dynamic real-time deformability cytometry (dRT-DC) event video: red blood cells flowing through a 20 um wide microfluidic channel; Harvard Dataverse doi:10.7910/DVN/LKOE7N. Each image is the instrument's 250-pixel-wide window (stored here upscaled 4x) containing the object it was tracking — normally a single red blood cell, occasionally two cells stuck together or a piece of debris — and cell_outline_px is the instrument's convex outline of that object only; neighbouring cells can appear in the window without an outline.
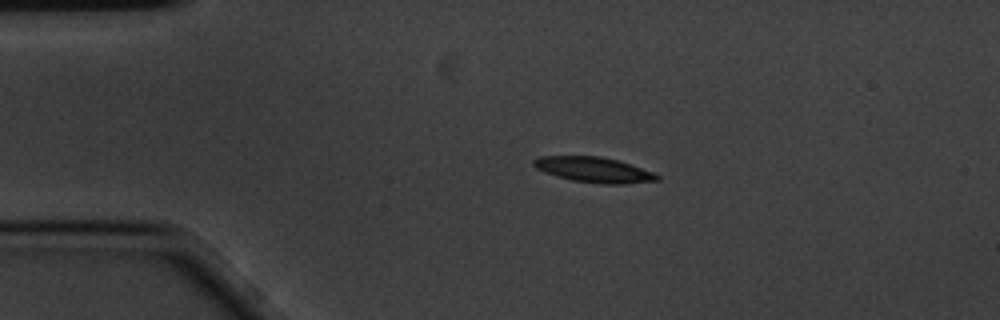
{"species": "common noctule bat (a hibernating species)", "species_latin": "Nyctalus noctula", "temperature_condition": "cold", "stored_images_in_passage": 4, "camera_frame_rate_fps": 3000, "um_per_image_px": 0.085, "animal": {"sex": "male", "body_mass_g": 20.1, "forearm_length_mm": 53.5}, "frame": {"image": 1, "passage_image": 2, "time_ms": 0.333, "image_size_px": [1000, 320], "cell_outline_px": [[660, 180], [624, 184], [604, 184], [572, 180], [556, 176], [536, 168], [532, 164], [532, 160], [540, 156], [600, 156], [616, 160], [656, 172], [660, 176]], "centroid_in_image_um": [50.51, 14.43], "position_along_channel_um": 34.5, "area_um2": 18.21}}
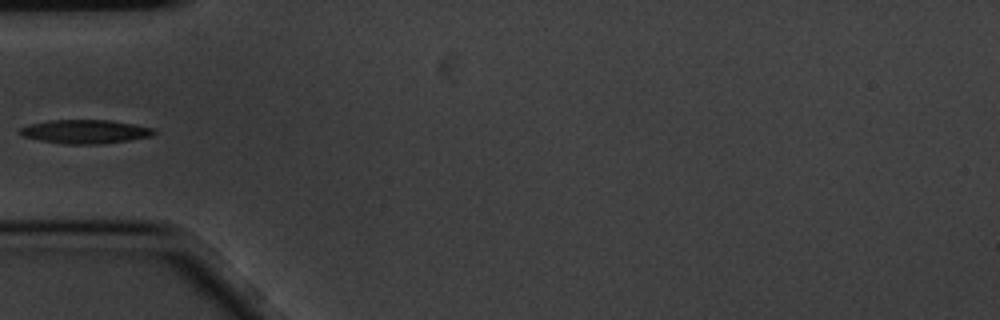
{"frame": {"image": 2, "passage_image": 4, "time_ms": 1.0, "image_size_px": [1000, 320], "cell_outline_px": [[156, 136], [100, 144], [64, 144], [40, 140], [24, 136], [16, 132], [20, 128], [28, 124], [48, 120], [112, 120], [152, 128], [156, 132]], "centroid_in_image_um": [7.23, 11.18], "position_along_channel_um": 77.8, "area_um2": 18.67}}